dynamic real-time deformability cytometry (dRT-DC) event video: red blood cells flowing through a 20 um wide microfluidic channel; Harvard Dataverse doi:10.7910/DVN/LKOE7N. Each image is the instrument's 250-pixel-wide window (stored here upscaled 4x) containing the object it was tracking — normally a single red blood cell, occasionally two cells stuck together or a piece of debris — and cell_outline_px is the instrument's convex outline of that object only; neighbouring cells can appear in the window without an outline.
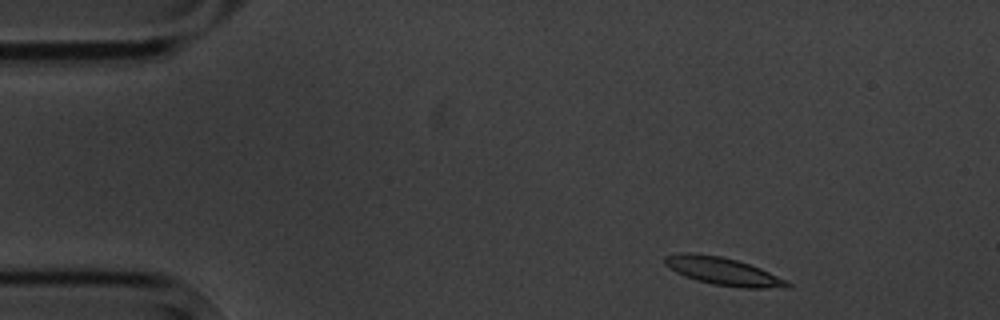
{"species": "common noctule bat (a hibernating species)", "species_latin": "Nyctalus noctula", "temperature_condition": "cold", "stored_images_in_passage": 3, "camera_frame_rate_fps": 3000, "um_per_image_px": 0.085, "animal": {"sex": "male", "body_mass_g": 20.1, "forearm_length_mm": 53.5}, "frame": {"image": 1, "passage_image": 1, "time_ms": 0.0, "image_size_px": [1000, 320], "cell_outline_px": [[792, 288], [744, 288], [712, 284], [696, 280], [676, 272], [668, 268], [664, 264], [664, 256], [680, 252], [692, 252], [720, 256], [736, 260], [760, 268], [788, 280], [792, 284]], "centroid_in_image_um": [61.47, 23.06], "position_along_channel_um": 23.5, "area_um2": 20.0}}